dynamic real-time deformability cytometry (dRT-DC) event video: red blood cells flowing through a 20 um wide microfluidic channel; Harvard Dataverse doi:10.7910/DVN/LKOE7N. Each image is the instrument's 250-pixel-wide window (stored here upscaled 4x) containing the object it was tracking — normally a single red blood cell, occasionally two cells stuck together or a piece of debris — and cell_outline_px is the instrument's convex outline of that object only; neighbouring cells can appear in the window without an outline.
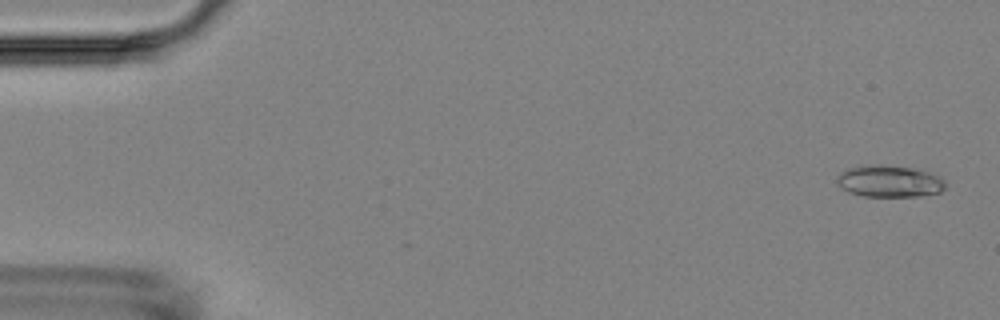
{"species": "Egyptian fruit bat (a non-hibernating species)", "species_latin": "Rousettus aegyptiacus", "temperature_condition": "room temperature", "stored_images_in_passage": 5, "camera_frame_rate_fps": 3000, "um_per_image_px": 0.085, "animal": {"sex": "female"}, "frame": {"image": 1, "passage_image": 1, "time_ms": 0.0, "image_size_px": [1000, 320], "cell_outline_px": [[944, 188], [940, 192], [920, 196], [864, 196], [848, 192], [836, 184], [836, 176], [840, 172], [848, 168], [868, 164], [880, 164], [912, 168], [936, 176], [944, 180]], "centroid_in_image_um": [75.51, 15.4], "position_along_channel_um": 9.5, "area_um2": 20.0}}